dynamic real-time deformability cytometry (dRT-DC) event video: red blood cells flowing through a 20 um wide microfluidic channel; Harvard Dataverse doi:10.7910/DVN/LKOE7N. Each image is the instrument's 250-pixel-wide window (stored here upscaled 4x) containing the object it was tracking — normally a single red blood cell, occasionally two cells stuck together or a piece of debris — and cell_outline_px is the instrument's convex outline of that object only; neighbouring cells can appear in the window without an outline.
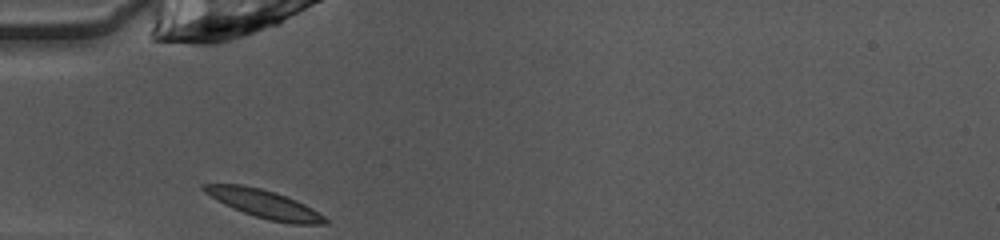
{"species": "common noctule bat (a hibernating species)", "species_latin": "Nyctalus noctula", "temperature_condition": "warm", "stored_images_in_passage": 26, "camera_frame_rate_fps": 3000, "um_per_image_px": 0.085, "animal": {"sex": "female", "body_mass_g": 10.0, "forearm_length_mm": 53.1}, "frame": {"image": 1, "passage_image": 1, "time_ms": 0.0, "image_size_px": [1000, 240], "cell_outline_px": [[328, 224], [292, 224], [268, 220], [244, 212], [224, 204], [204, 192], [200, 188], [200, 184], [244, 184], [276, 192], [296, 200], [312, 208], [324, 216], [328, 220]], "centroid_in_image_um": [22.46, 17.32], "position_along_channel_um": 62.5, "area_um2": 19.83}}
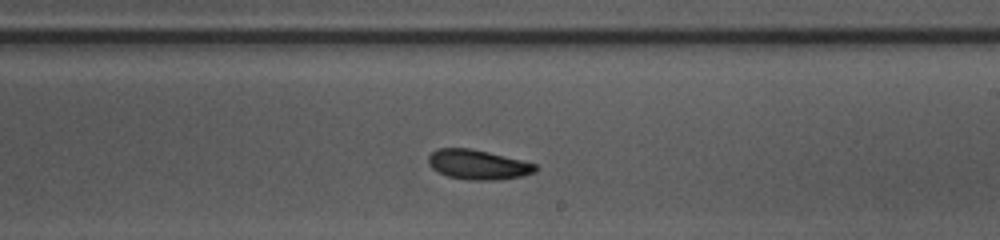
{"frame": {"image": 2, "passage_image": 15, "time_ms": 4.667, "image_size_px": [1000, 240], "cell_outline_px": [[540, 168], [536, 172], [524, 176], [496, 180], [472, 180], [448, 176], [432, 168], [428, 164], [428, 156], [432, 152], [440, 148], [468, 148], [488, 152], [524, 160], [536, 164]], "centroid_in_image_um": [40.69, 13.99], "position_along_channel_um": 248.3, "area_um2": 18.61}}
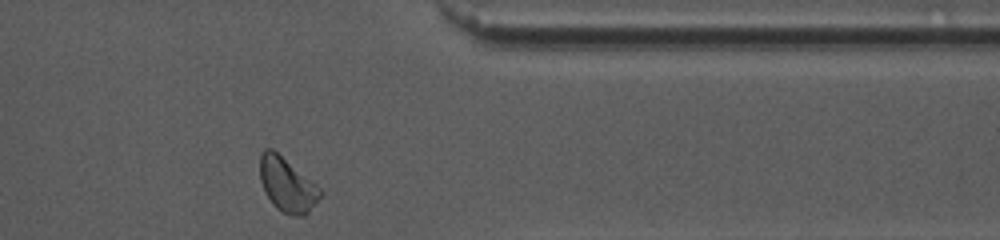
{"frame": {"image": 3, "passage_image": 26, "time_ms": 8.333, "image_size_px": [1000, 240], "cell_outline_px": [[324, 192], [308, 212], [304, 216], [288, 216], [280, 212], [272, 204], [264, 192], [260, 180], [260, 156], [264, 148], [272, 148], [312, 180]], "centroid_in_image_um": [24.39, 15.72], "position_along_channel_um": 387.0, "area_um2": 19.25}, "authors_computed_cell_mechanics": {"area_um2": 18.6694, "velocity_mm_per_s": 4.0259, "shape_relaxation_time_tau1_ms": 4.1753, "shape_relaxation_time_tau2_ms": 3.4542, "deformation_change_tau1": 0.107, "deformation_change_tau2": 0.1013}}